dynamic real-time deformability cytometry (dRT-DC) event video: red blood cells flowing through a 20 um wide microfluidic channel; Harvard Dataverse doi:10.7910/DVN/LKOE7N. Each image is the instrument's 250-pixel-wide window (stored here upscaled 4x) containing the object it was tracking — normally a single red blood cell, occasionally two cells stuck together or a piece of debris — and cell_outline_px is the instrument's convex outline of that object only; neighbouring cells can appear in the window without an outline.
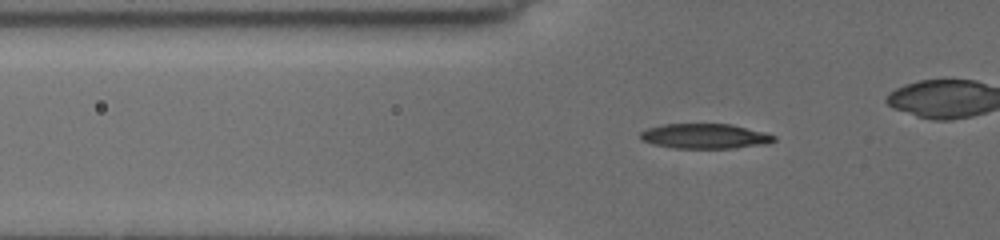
{"species": "common noctule bat (a hibernating species)", "species_latin": "Nyctalus noctula", "temperature_condition": "cold", "stored_images_in_passage": 20, "camera_frame_rate_fps": 3000, "um_per_image_px": 0.085, "animal": {"sex": "female", "body_mass_g": 19.5, "forearm_length_mm": 54.1}, "frame": {"image": 1, "passage_image": 17, "time_ms": 7.0, "image_size_px": [1000, 240], "cell_outline_px": [[776, 140], [764, 144], [736, 148], [676, 148], [652, 144], [640, 140], [640, 132], [648, 128], [664, 124], [732, 124], [764, 132], [776, 136]], "centroid_in_image_um": [59.9, 11.57], "position_along_channel_um": 65.9, "area_um2": 19.42}}